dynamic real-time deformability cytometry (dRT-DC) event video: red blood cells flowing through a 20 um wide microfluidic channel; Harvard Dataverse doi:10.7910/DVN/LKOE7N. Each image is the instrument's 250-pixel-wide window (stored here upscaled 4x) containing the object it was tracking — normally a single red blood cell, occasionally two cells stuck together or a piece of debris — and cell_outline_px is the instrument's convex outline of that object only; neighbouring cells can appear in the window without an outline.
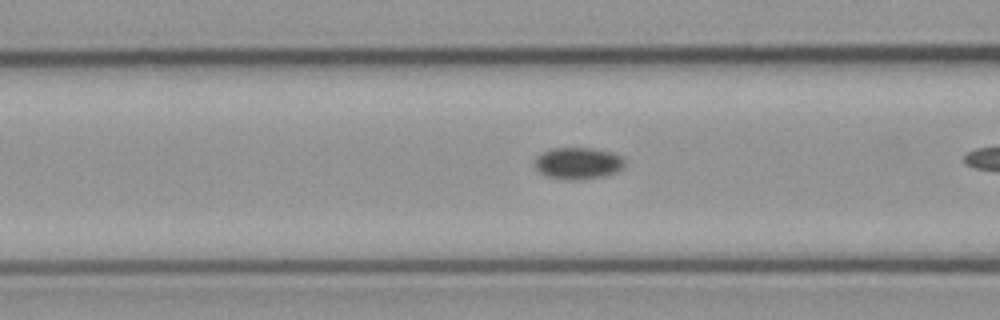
{"species": "common noctule bat (a hibernating species)", "species_latin": "Nyctalus noctula", "temperature_condition": "cold", "stored_images_in_passage": 8, "segment_of_instrument_passage": [2, 2], "camera_frame_rate_fps": 3000, "um_per_image_px": 0.085, "animal": {"sex": "male", "body_mass_g": 23.1, "forearm_length_mm": 52.7}, "frame": {"image": 1, "passage_image": 8, "time_ms": 9.667, "image_size_px": [1000, 320], "cell_outline_px": [[628, 164], [624, 168], [616, 172], [604, 176], [584, 180], [568, 180], [544, 176], [536, 168], [536, 156], [552, 148], [588, 148], [612, 152], [620, 156]], "centroid_in_image_um": [49.17, 13.9], "position_along_channel_um": 117.4, "area_um2": 16.82}}